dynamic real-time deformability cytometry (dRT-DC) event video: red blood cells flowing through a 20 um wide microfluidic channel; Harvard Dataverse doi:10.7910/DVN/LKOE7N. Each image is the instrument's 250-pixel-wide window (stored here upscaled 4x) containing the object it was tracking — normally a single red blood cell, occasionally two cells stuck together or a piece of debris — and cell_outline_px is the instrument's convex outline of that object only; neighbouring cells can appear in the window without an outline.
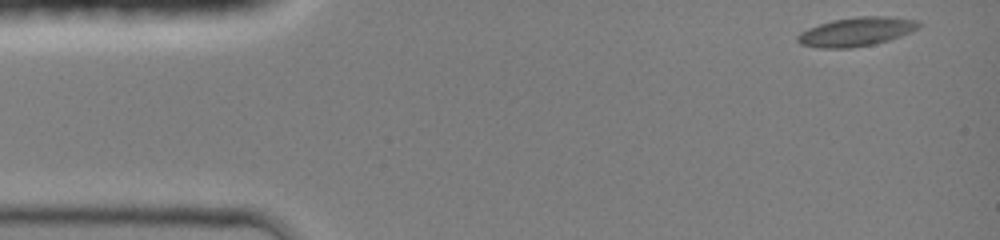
{"species": "common noctule bat (a hibernating species)", "species_latin": "Nyctalus noctula", "temperature_condition": "room temperature", "stored_images_in_passage": 40, "camera_frame_rate_fps": 3000, "um_per_image_px": 0.085, "animal": {"sex": "female", "body_mass_g": 19.0, "forearm_length_mm": 51.5}, "frame": {"image": 1, "passage_image": 1, "time_ms": 0.0, "image_size_px": [1000, 240], "cell_outline_px": [[920, 28], [900, 36], [888, 40], [872, 44], [852, 48], [820, 48], [800, 44], [796, 40], [796, 36], [800, 32], [808, 28], [832, 20], [860, 16], [888, 16], [920, 20]], "centroid_in_image_um": [72.79, 2.69], "position_along_channel_um": 12.2, "area_um2": 20.46}}
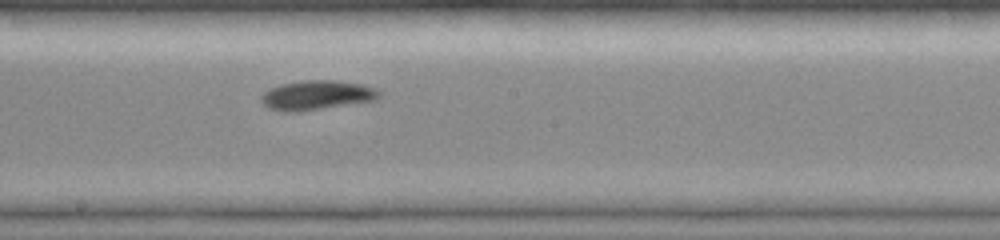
{"frame": {"image": 2, "passage_image": 23, "time_ms": 7.333, "image_size_px": [1000, 240], "cell_outline_px": [[380, 96], [376, 100], [300, 112], [284, 112], [268, 108], [260, 100], [260, 96], [268, 88], [280, 84], [304, 80], [336, 80], [360, 84], [372, 88], [380, 92]], "centroid_in_image_um": [26.86, 8.1], "position_along_channel_um": 221.3, "area_um2": 20.35}}
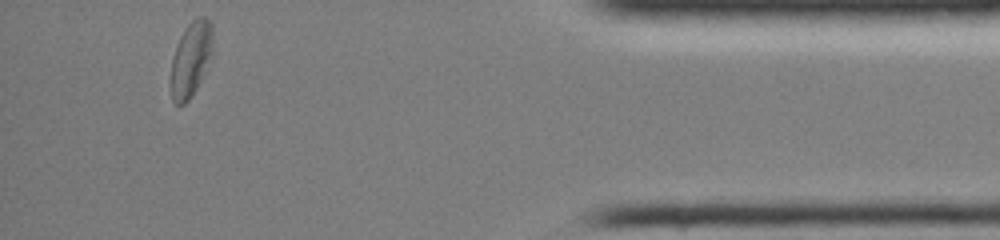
{"frame": {"image": 3, "passage_image": 40, "time_ms": 13.0, "image_size_px": [1000, 240], "cell_outline_px": [[216, 56], [192, 96], [184, 104], [176, 104], [172, 100], [172, 56], [176, 44], [180, 36], [188, 24], [196, 16], [204, 16], [212, 24]], "centroid_in_image_um": [16.32, 4.98], "position_along_channel_um": 418.9, "area_um2": 19.19}, "authors_computed_cell_mechanics": {"area_um2": 19.1029, "velocity_mm_per_s": 4.1954, "shape_relaxation_time_tau1_ms": 4.1896, "shape_relaxation_time_tau2_ms": null, "deformation_change_tau1": 0.158, "deformation_change_tau2": null}}